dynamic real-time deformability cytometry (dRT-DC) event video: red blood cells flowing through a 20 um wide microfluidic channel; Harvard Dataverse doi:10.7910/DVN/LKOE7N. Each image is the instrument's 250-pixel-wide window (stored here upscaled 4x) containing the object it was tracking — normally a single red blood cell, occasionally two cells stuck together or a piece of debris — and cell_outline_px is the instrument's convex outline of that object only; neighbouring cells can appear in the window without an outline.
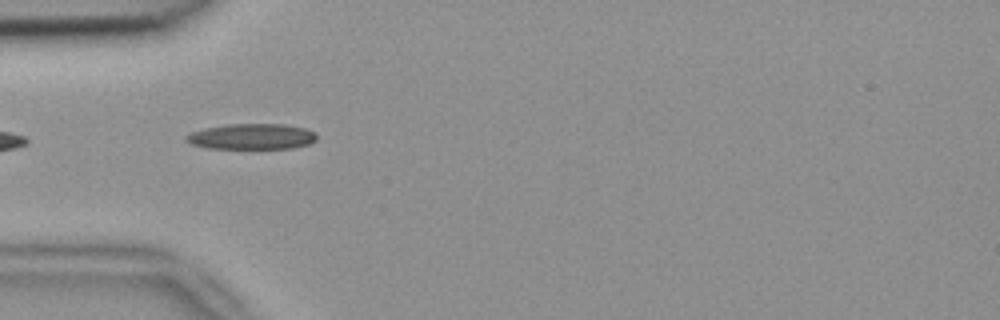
{"species": "common noctule bat (a hibernating species)", "species_latin": "Nyctalus noctula", "temperature_condition": "room temperature", "stored_images_in_passage": 7, "camera_frame_rate_fps": 3000, "um_per_image_px": 0.085, "animal": {"sex": "female", "body_mass_g": 18.4}, "frame": {"image": 1, "passage_image": 1, "time_ms": 0.0, "image_size_px": [1000, 320], "cell_outline_px": [[316, 140], [308, 144], [292, 148], [208, 148], [192, 144], [184, 140], [184, 136], [192, 132], [204, 128], [228, 124], [284, 124], [304, 128], [316, 132]], "centroid_in_image_um": [21.39, 11.6], "position_along_channel_um": 63.6, "area_um2": 19.48}}